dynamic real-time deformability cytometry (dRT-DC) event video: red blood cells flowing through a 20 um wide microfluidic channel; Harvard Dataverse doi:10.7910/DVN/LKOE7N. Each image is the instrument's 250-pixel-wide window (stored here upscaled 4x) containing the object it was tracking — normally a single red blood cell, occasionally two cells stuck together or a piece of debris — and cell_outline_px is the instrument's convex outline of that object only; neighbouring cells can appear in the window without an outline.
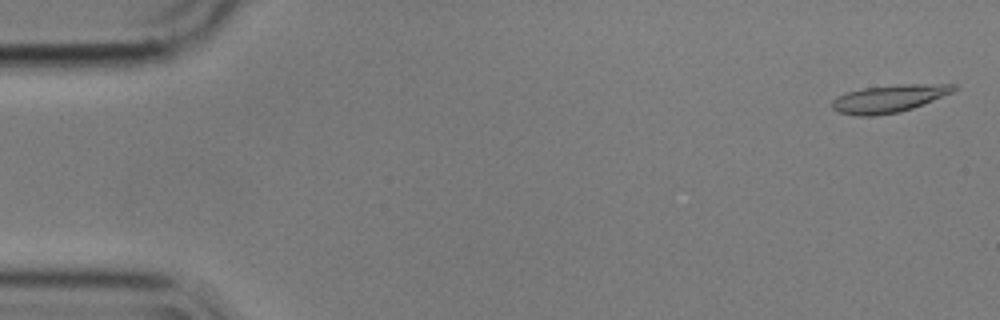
{"species": "common noctule bat (a hibernating species)", "species_latin": "Nyctalus noctula", "temperature_condition": "cold", "stored_images_in_passage": 5, "camera_frame_rate_fps": 3000, "um_per_image_px": 0.085, "animal": {"sex": "male", "body_mass_g": 17.9}, "frame": {"image": 1, "passage_image": 2, "time_ms": 0.333, "image_size_px": [1000, 320], "cell_outline_px": [[956, 88], [952, 92], [912, 108], [900, 112], [876, 116], [856, 116], [840, 112], [832, 108], [832, 100], [836, 96], [848, 92], [864, 88], [900, 84], [956, 84]], "centroid_in_image_um": [75.53, 8.39], "position_along_channel_um": 9.5, "area_um2": 19.36}}